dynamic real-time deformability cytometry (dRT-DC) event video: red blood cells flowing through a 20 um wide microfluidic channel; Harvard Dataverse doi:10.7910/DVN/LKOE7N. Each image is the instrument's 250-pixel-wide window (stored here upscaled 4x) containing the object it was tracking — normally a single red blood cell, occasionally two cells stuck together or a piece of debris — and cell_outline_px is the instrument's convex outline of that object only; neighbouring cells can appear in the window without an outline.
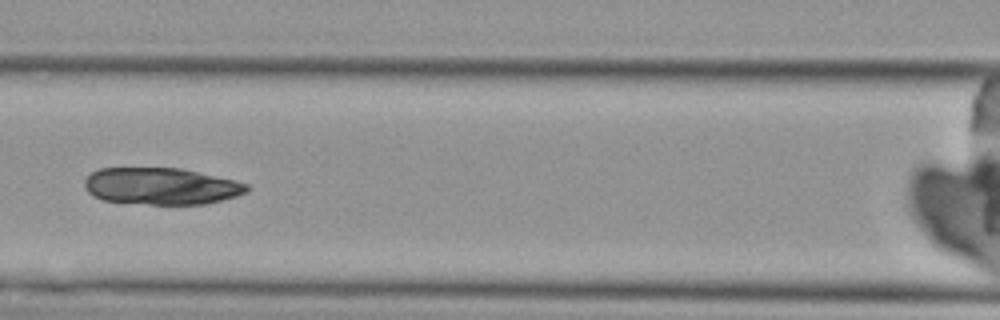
{"species": "Egyptian fruit bat (a non-hibernating species)", "species_latin": "Rousettus aegyptiacus", "temperature_condition": "cold", "stored_images_in_passage": 8, "camera_frame_rate_fps": 3000, "um_per_image_px": 0.085, "animal": {"sex": "female"}, "frame": {"image": 1, "passage_image": 5, "time_ms": 5.667, "image_size_px": [1000, 320], "cell_outline_px": [[252, 188], [248, 192], [236, 196], [204, 204], [148, 204], [100, 200], [92, 196], [84, 188], [84, 180], [92, 172], [100, 168], [180, 168], [232, 180], [248, 184]], "centroid_in_image_um": [13.66, 15.83], "position_along_channel_um": 152.9, "area_um2": 34.8}}
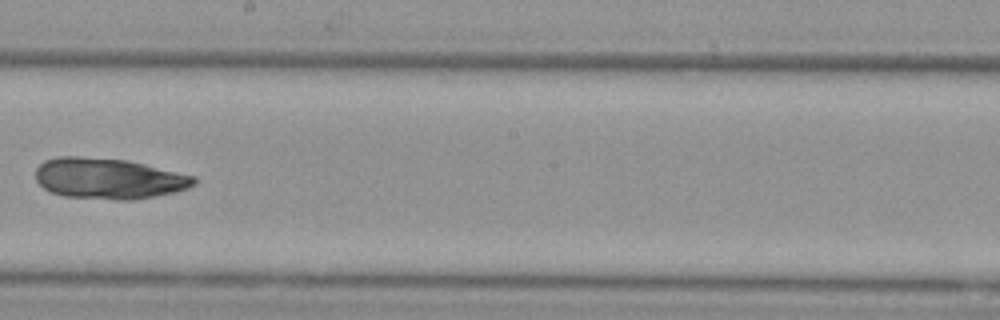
{"frame": {"image": 2, "passage_image": 7, "time_ms": 8.0, "image_size_px": [1000, 320], "cell_outline_px": [[196, 184], [188, 188], [176, 192], [156, 196], [132, 200], [116, 200], [64, 196], [52, 192], [44, 188], [36, 180], [36, 168], [44, 160], [56, 156], [80, 156], [128, 160], [196, 176]], "centroid_in_image_um": [9.25, 15.17], "position_along_channel_um": 239.0, "area_um2": 37.97}}
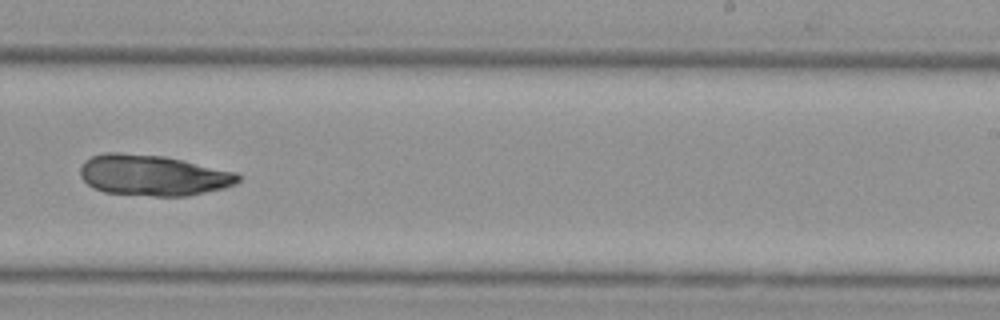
{"frame": {"image": 3, "passage_image": 8, "time_ms": 9.0, "image_size_px": [1000, 320], "cell_outline_px": [[240, 180], [236, 184], [224, 188], [188, 196], [152, 196], [104, 192], [92, 188], [80, 176], [80, 168], [84, 160], [92, 156], [104, 152], [120, 152], [164, 156], [236, 172], [240, 176]], "centroid_in_image_um": [12.98, 14.9], "position_along_channel_um": 276.0, "area_um2": 37.74}}